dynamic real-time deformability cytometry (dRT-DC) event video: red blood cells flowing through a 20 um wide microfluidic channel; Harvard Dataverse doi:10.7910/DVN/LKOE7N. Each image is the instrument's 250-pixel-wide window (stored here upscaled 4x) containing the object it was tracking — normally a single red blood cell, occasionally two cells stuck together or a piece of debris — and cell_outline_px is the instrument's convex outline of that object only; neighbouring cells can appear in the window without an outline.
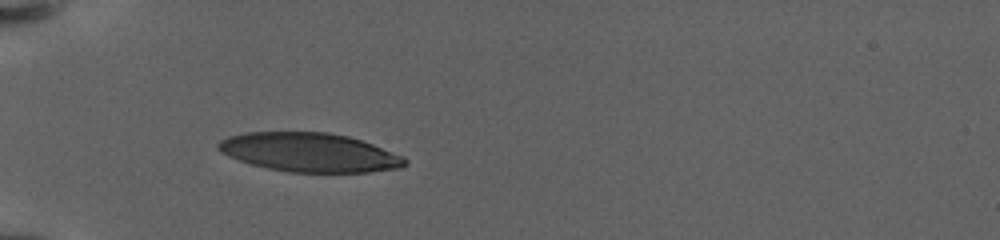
{"species": "human", "species_latin": "Homo sapiens", "temperature_condition": "warm", "stored_images_in_passage": 29, "camera_frame_rate_fps": 3000, "um_per_image_px": 0.085, "donor": {"sex": "female"}, "frame": {"image": 1, "passage_image": 7, "time_ms": 6.667, "image_size_px": [1000, 240], "cell_outline_px": [[408, 164], [400, 168], [368, 172], [288, 172], [268, 168], [252, 164], [228, 156], [220, 152], [216, 148], [216, 144], [220, 140], [228, 136], [244, 132], [328, 132], [348, 136], [372, 144], [404, 156], [408, 160]], "centroid_in_image_um": [26.3, 12.95], "position_along_channel_um": 58.7, "area_um2": 42.48}}
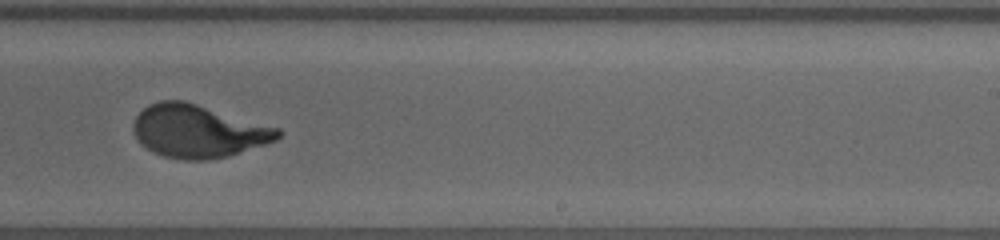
{"frame": {"image": 2, "passage_image": 18, "time_ms": 14.667, "image_size_px": [1000, 240], "cell_outline_px": [[284, 132], [276, 140], [228, 156], [208, 160], [184, 160], [164, 156], [140, 144], [132, 128], [132, 124], [136, 116], [148, 104], [160, 100], [184, 100], [280, 128]], "centroid_in_image_um": [16.84, 11.14], "position_along_channel_um": 272.2, "area_um2": 44.45}}
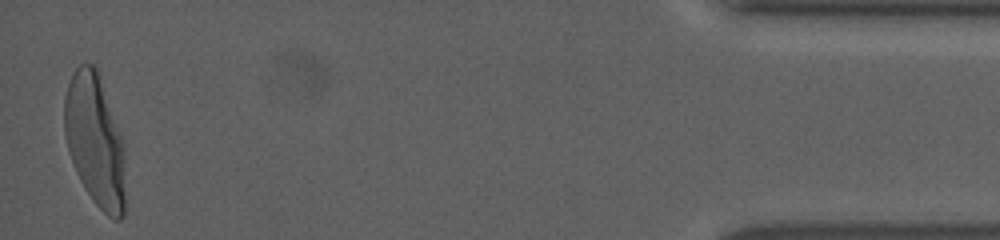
{"frame": {"image": 3, "passage_image": 29, "time_ms": 22.667, "image_size_px": [1000, 240], "cell_outline_px": [[124, 216], [120, 220], [112, 220], [92, 200], [84, 188], [76, 172], [68, 152], [64, 132], [64, 96], [72, 72], [80, 64], [92, 64], [96, 68], [120, 136], [124, 148]], "centroid_in_image_um": [8.04, 11.98], "position_along_channel_um": 427.2, "area_um2": 46.41}, "authors_computed_cell_mechanics": {"area_um2": 43.4656, "velocity_mm_per_s": 2.8595, "shape_relaxation_time_tau1_ms": 6.269, "shape_relaxation_time_tau2_ms": null, "deformation_change_tau1": 0.2709, "deformation_change_tau2": null}}